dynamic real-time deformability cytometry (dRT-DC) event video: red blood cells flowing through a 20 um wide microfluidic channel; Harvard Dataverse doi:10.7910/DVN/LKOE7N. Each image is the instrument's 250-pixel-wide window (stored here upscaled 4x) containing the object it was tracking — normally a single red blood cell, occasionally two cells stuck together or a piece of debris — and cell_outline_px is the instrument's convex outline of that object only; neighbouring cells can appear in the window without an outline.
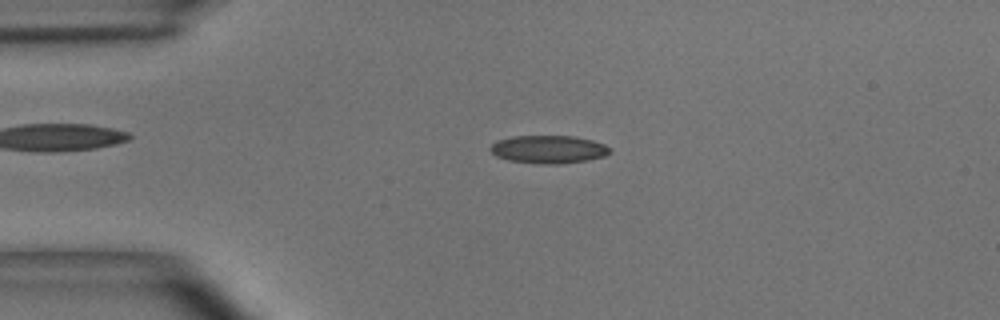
{"species": "common noctule bat (a hibernating species)", "species_latin": "Nyctalus noctula", "temperature_condition": "room temperature", "stored_images_in_passage": 52, "camera_frame_rate_fps": 3000, "um_per_image_px": 0.085, "animal": {"sex": "male", "body_mass_g": 15.6}, "frame": {"image": 1, "passage_image": 10, "time_ms": 3.0, "image_size_px": [1000, 320], "cell_outline_px": [[612, 152], [604, 156], [588, 160], [560, 164], [540, 164], [508, 160], [496, 156], [488, 148], [496, 140], [512, 136], [572, 136], [592, 140], [604, 144]], "centroid_in_image_um": [46.6, 12.7], "position_along_channel_um": 38.4, "area_um2": 19.54}}
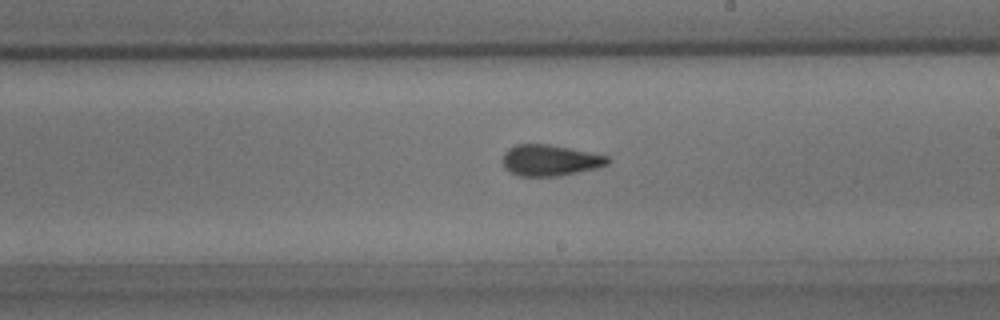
{"frame": {"image": 2, "passage_image": 29, "time_ms": 9.333, "image_size_px": [1000, 320], "cell_outline_px": [[612, 160], [608, 164], [596, 168], [560, 176], [516, 176], [508, 172], [504, 168], [504, 152], [508, 148], [516, 144], [548, 144], [608, 156]], "centroid_in_image_um": [46.73, 13.64], "position_along_channel_um": 242.3, "area_um2": 19.07}}
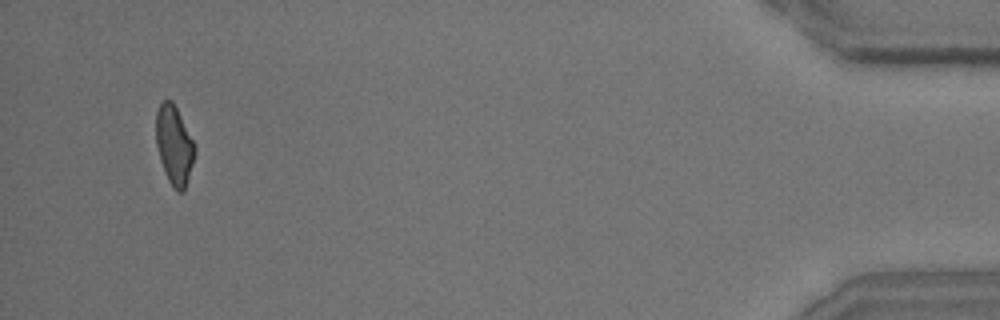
{"frame": {"image": 3, "passage_image": 50, "time_ms": 16.333, "image_size_px": [1000, 320], "cell_outline_px": [[196, 152], [184, 192], [176, 192], [172, 188], [164, 172], [160, 160], [156, 144], [156, 112], [160, 104], [164, 100], [172, 100], [196, 148]], "centroid_in_image_um": [14.79, 12.39], "position_along_channel_um": 420.4, "area_um2": 17.74}, "authors_computed_cell_mechanics": {"area_um2": 18.785, "velocity_mm_per_s": 3.6445, "shape_relaxation_time_tau1_ms": 3.8488, "shape_relaxation_time_tau2_ms": 1.6598, "deformation_change_tau1": 0.1468, "deformation_change_tau2": 0.0981}}